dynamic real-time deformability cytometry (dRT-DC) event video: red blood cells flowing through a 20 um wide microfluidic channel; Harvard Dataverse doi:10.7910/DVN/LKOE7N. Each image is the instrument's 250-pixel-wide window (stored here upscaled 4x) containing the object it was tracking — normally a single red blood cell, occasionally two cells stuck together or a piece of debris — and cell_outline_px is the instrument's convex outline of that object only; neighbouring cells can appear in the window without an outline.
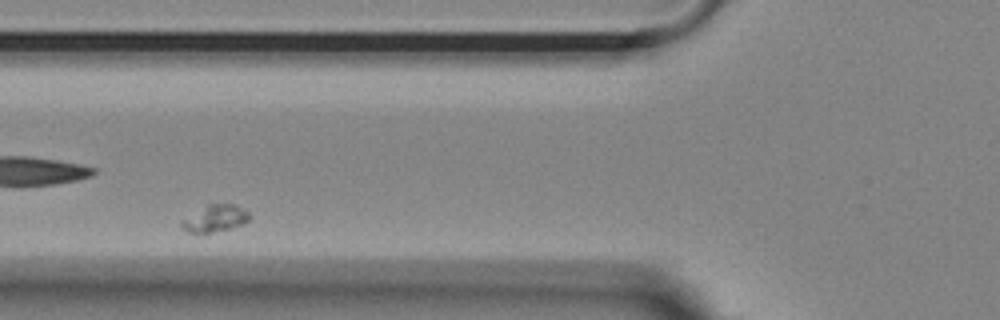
{"species": "Egyptian fruit bat (a non-hibernating species)", "species_latin": "Rousettus aegyptiacus", "temperature_condition": "room temperature", "stored_images_in_passage": 47, "segment_of_instrument_passage": [2, 3], "camera_frame_rate_fps": 3000, "um_per_image_px": 0.085, "animal": {"sex": "female"}, "frame": {"image": 1, "passage_image": 14, "time_ms": 4.333, "image_size_px": [1000, 320], "cell_outline_px": [[252, 216], [248, 220], [240, 224], [204, 236], [188, 232], [180, 228], [180, 220], [208, 204], [236, 204], [244, 208]], "centroid_in_image_um": [18.22, 18.6], "position_along_channel_um": 107.6, "area_um2": 10.98}}
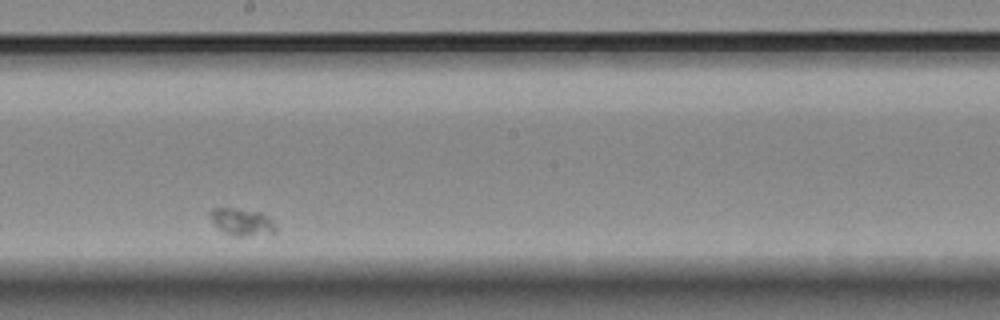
{"frame": {"image": 2, "passage_image": 26, "time_ms": 8.333, "image_size_px": [1000, 320], "cell_outline_px": [[276, 232], [248, 236], [232, 236], [216, 228], [208, 216], [208, 212], [212, 208], [236, 208], [260, 212], [272, 220], [276, 228]], "centroid_in_image_um": [20.49, 18.86], "position_along_channel_um": 227.7, "area_um2": 10.52}}
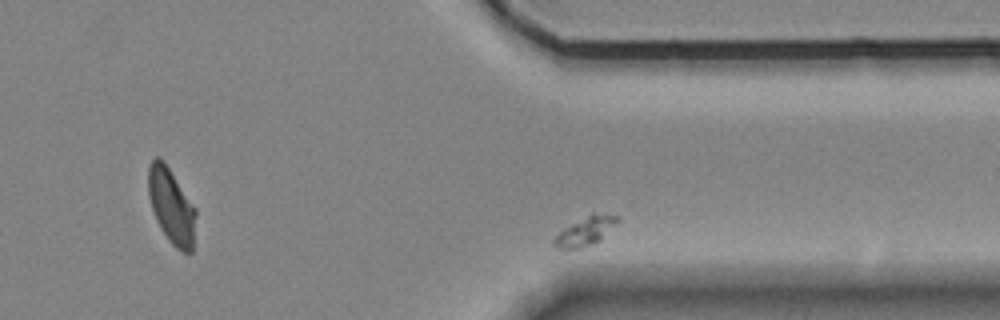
{"frame": {"image": 3, "passage_image": 39, "time_ms": 12.667, "image_size_px": [1000, 320], "cell_outline_px": [[620, 220], [600, 240], [592, 244], [580, 248], [560, 248], [552, 244], [552, 240], [564, 228], [592, 212], [620, 216]], "centroid_in_image_um": [49.79, 19.62], "position_along_channel_um": 361.6, "area_um2": 10.52}}